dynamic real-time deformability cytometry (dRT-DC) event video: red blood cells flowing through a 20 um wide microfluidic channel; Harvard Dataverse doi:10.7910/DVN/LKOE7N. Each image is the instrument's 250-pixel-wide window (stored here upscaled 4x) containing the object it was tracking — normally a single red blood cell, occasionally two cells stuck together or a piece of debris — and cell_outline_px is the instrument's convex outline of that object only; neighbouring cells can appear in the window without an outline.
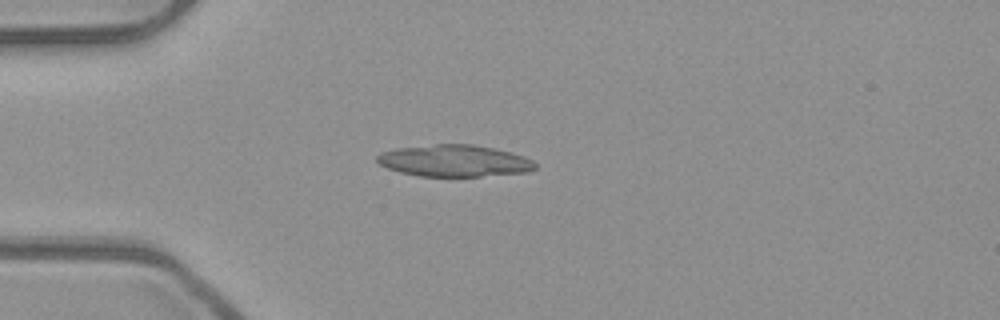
{"species": "common noctule bat (a hibernating species)", "species_latin": "Nyctalus noctula", "temperature_condition": "room temperature", "stored_images_in_passage": 46, "camera_frame_rate_fps": 3000, "um_per_image_px": 0.085, "animal": {"sex": "male", "body_mass_g": 23.1, "forearm_length_mm": 52.7}, "frame": {"image": 1, "passage_image": 8, "time_ms": 2.333, "image_size_px": [1000, 320], "cell_outline_px": [[536, 168], [528, 172], [480, 176], [420, 176], [400, 172], [388, 168], [380, 164], [376, 160], [376, 156], [380, 152], [396, 148], [436, 144], [472, 144], [512, 152], [524, 156], [532, 160], [536, 164]], "centroid_in_image_um": [38.61, 13.66], "position_along_channel_um": 46.4, "area_um2": 29.25}}